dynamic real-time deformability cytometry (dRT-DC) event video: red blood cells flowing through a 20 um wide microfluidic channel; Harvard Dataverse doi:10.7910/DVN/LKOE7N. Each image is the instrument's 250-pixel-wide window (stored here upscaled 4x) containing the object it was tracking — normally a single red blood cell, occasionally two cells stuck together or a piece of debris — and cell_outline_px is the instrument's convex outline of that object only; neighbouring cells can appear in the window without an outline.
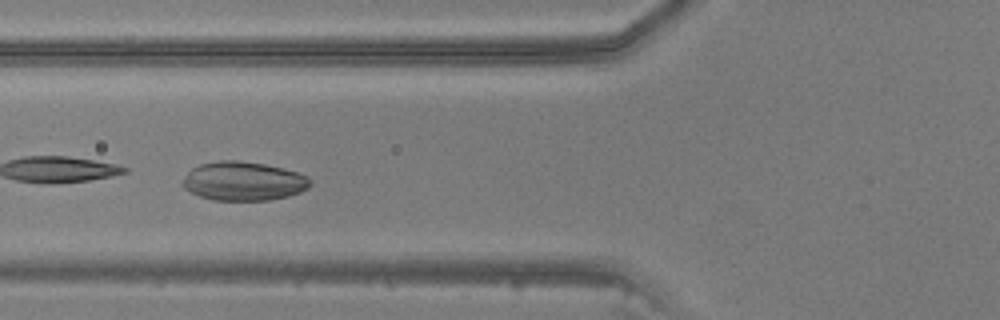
{"species": "common noctule bat (a hibernating species)", "species_latin": "Nyctalus noctula", "temperature_condition": "warm", "stored_images_in_passage": 35, "camera_frame_rate_fps": 3000, "um_per_image_px": 0.085, "animal": {"sex": "male", "body_mass_g": 20.5, "forearm_length_mm": 52.5}, "frame": {"image": 1, "passage_image": 6, "time_ms": 1.667, "image_size_px": [1000, 320], "cell_outline_px": [[312, 184], [308, 188], [300, 192], [288, 196], [268, 200], [212, 200], [200, 196], [184, 188], [180, 184], [184, 176], [192, 168], [200, 164], [220, 160], [236, 160], [264, 164], [296, 172], [308, 176], [312, 180]], "centroid_in_image_um": [20.68, 15.4], "position_along_channel_um": 105.1, "area_um2": 28.96}}
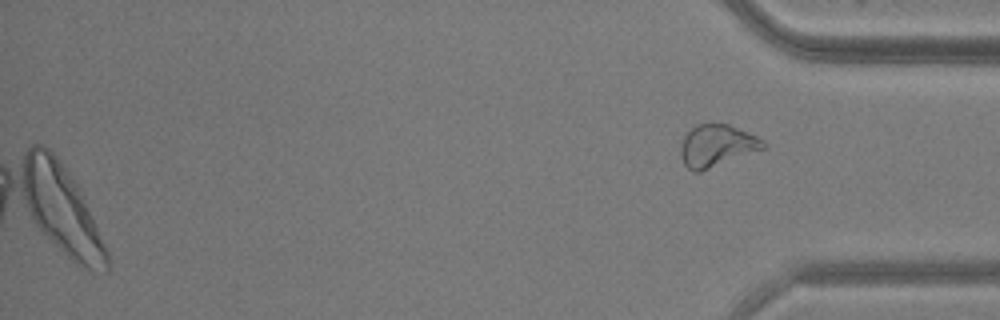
{"frame": {"image": 2, "passage_image": 35, "time_ms": 11.333, "image_size_px": [1000, 320], "cell_outline_px": [[768, 144], [764, 148], [700, 172], [692, 172], [684, 164], [680, 156], [680, 144], [684, 136], [696, 124], [728, 124], [756, 136], [764, 140]], "centroid_in_image_um": [60.9, 12.39], "position_along_channel_um": 374.3, "area_um2": 20.11}}